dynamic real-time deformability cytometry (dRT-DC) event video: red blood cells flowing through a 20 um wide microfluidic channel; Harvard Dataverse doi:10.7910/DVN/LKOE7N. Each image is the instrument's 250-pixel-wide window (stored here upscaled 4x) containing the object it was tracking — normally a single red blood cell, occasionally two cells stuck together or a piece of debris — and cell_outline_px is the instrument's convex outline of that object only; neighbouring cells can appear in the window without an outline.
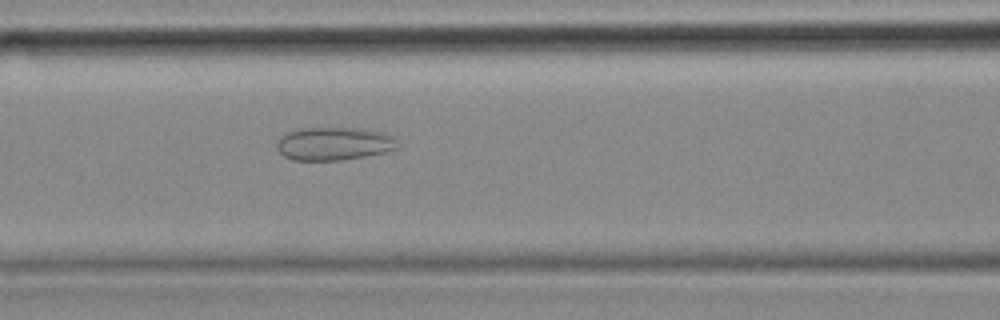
{"species": "common noctule bat (a hibernating species)", "species_latin": "Nyctalus noctula", "temperature_condition": "cold", "stored_images_in_passage": 32, "camera_frame_rate_fps": 3000, "um_per_image_px": 0.085, "animal": {"sex": "female", "body_mass_g": 18.4}, "frame": {"image": 1, "passage_image": 10, "time_ms": 3.0, "image_size_px": [1000, 320], "cell_outline_px": [[400, 148], [384, 152], [344, 160], [292, 160], [284, 156], [276, 148], [276, 144], [280, 136], [288, 132], [304, 128], [360, 128], [388, 132], [392, 136]], "centroid_in_image_um": [28.4, 12.21], "position_along_channel_um": 138.2, "area_um2": 23.47}}
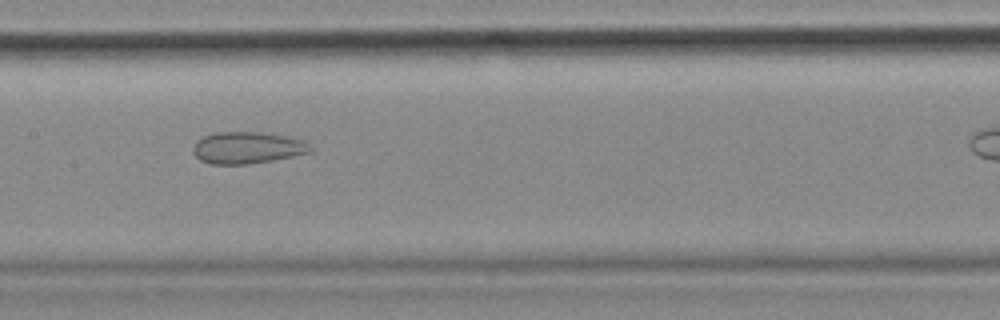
{"frame": {"image": 2, "passage_image": 14, "time_ms": 4.333, "image_size_px": [1000, 320], "cell_outline_px": [[312, 152], [272, 160], [248, 164], [208, 164], [200, 160], [192, 152], [192, 148], [196, 140], [204, 136], [216, 132], [260, 132], [288, 136], [300, 140], [308, 144], [312, 148]], "centroid_in_image_um": [20.98, 12.56], "position_along_channel_um": 186.4, "area_um2": 21.73}}